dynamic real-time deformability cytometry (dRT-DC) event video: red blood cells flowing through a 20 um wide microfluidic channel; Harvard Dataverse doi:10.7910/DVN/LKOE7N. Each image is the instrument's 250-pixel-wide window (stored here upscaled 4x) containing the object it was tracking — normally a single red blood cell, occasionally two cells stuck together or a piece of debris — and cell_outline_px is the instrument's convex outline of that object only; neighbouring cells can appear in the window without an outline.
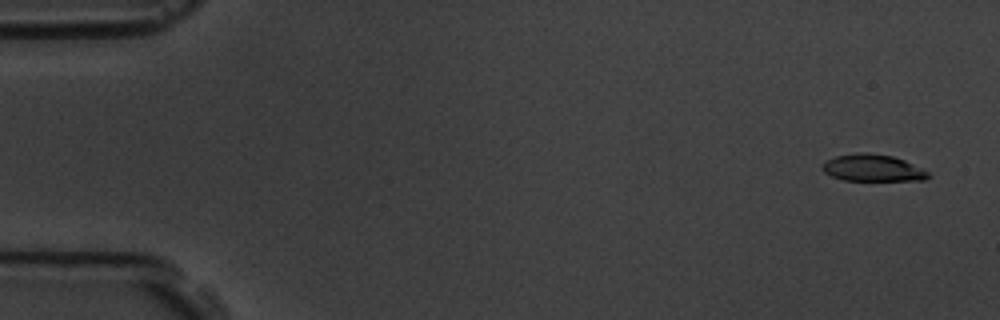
{"species": "common noctule bat (a hibernating species)", "species_latin": "Nyctalus noctula", "temperature_condition": "room temperature", "stored_images_in_passage": 4, "camera_frame_rate_fps": 3000, "um_per_image_px": 0.085, "animal": {"sex": "male", "body_mass_g": 19.5, "forearm_length_mm": 54.6}, "frame": {"image": 1, "passage_image": 1, "time_ms": 0.0, "image_size_px": [1000, 320], "cell_outline_px": [[932, 176], [924, 180], [844, 180], [832, 176], [824, 172], [820, 168], [824, 160], [836, 156], [860, 152], [868, 152], [892, 156], [904, 160], [928, 172]], "centroid_in_image_um": [74.14, 14.27], "position_along_channel_um": 10.9, "area_um2": 16.59}}
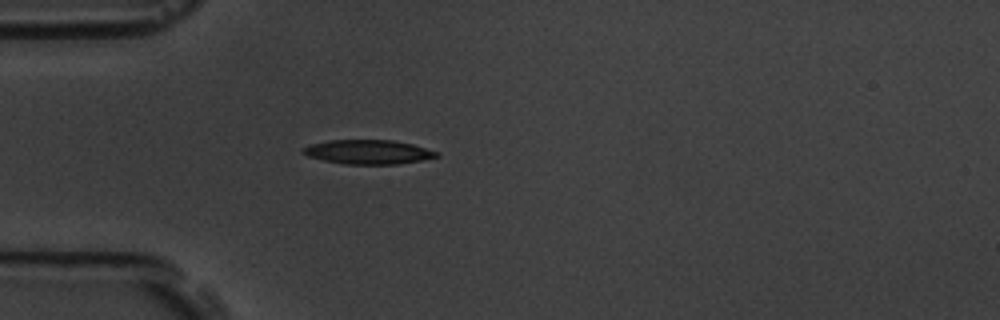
{"frame": {"image": 2, "passage_image": 4, "time_ms": 4.667, "image_size_px": [1000, 320], "cell_outline_px": [[440, 156], [420, 160], [396, 164], [344, 164], [324, 160], [308, 156], [300, 152], [300, 148], [308, 144], [328, 140], [392, 140], [412, 144], [440, 152]], "centroid_in_image_um": [31.25, 12.91], "position_along_channel_um": 53.8, "area_um2": 18.96}}